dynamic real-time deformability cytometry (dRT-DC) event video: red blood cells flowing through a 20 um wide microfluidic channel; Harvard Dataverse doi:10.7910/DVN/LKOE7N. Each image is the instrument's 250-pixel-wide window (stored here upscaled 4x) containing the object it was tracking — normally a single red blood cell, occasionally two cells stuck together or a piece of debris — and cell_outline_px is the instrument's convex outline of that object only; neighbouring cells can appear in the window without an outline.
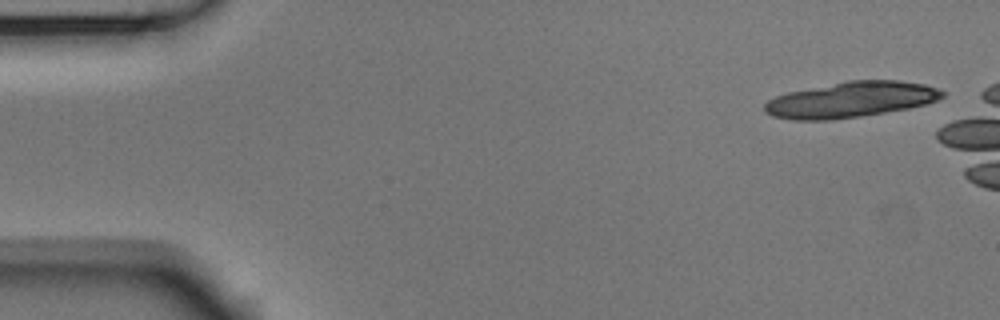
{"species": "Egyptian fruit bat (a non-hibernating species)", "species_latin": "Rousettus aegyptiacus", "temperature_condition": "room temperature", "stored_images_in_passage": 8, "camera_frame_rate_fps": 3000, "um_per_image_px": 0.085, "animal": {"sex": "male"}, "frame": {"image": 1, "passage_image": 1, "time_ms": 0.0, "image_size_px": [1000, 320], "cell_outline_px": [[948, 92], [944, 96], [936, 100], [924, 104], [908, 108], [860, 116], [828, 120], [792, 120], [772, 116], [764, 112], [764, 104], [768, 100], [776, 96], [788, 92], [848, 80], [900, 80], [924, 84]], "centroid_in_image_um": [72.31, 8.46], "position_along_channel_um": 12.7, "area_um2": 36.88}}
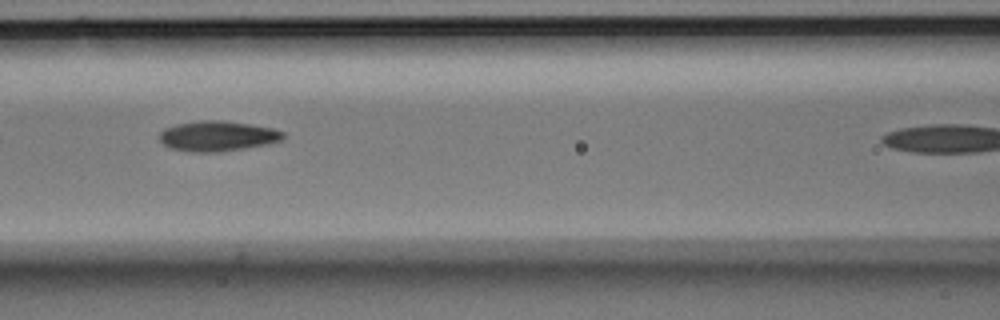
{"frame": {"image": 2, "passage_image": 7, "time_ms": 2.0, "image_size_px": [1000, 320], "cell_outline_px": [[284, 140], [268, 144], [244, 148], [216, 152], [192, 152], [168, 148], [160, 140], [160, 132], [164, 128], [176, 124], [200, 120], [220, 120], [248, 124], [272, 128], [284, 132]], "centroid_in_image_um": [18.48, 11.57], "position_along_channel_um": 148.1, "area_um2": 21.79}}